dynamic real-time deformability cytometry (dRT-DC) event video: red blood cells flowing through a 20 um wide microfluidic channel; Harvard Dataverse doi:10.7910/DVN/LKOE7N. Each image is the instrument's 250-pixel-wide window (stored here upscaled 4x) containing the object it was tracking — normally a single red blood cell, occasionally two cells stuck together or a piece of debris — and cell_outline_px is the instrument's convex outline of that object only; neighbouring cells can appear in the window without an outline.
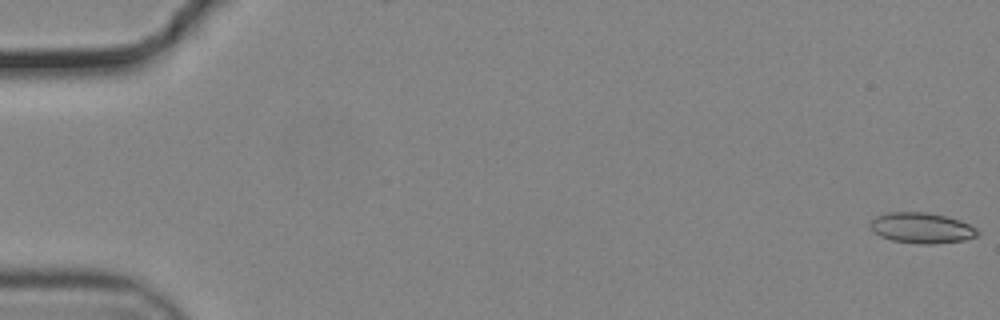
{"species": "common noctule bat (a hibernating species)", "species_latin": "Nyctalus noctula", "temperature_condition": "cold", "stored_images_in_passage": 56, "camera_frame_rate_fps": 3000, "um_per_image_px": 0.085, "animal": {"sex": "male", "body_mass_g": 19.2, "forearm_length_mm": 51.8}, "frame": {"image": 1, "passage_image": 1, "time_ms": 0.0, "image_size_px": [1000, 320], "cell_outline_px": [[980, 232], [976, 236], [964, 240], [932, 244], [916, 244], [892, 240], [880, 236], [872, 232], [868, 224], [876, 216], [888, 212], [928, 212], [948, 216], [960, 220], [976, 228]], "centroid_in_image_um": [78.31, 19.37], "position_along_channel_um": 6.7, "area_um2": 19.36}}
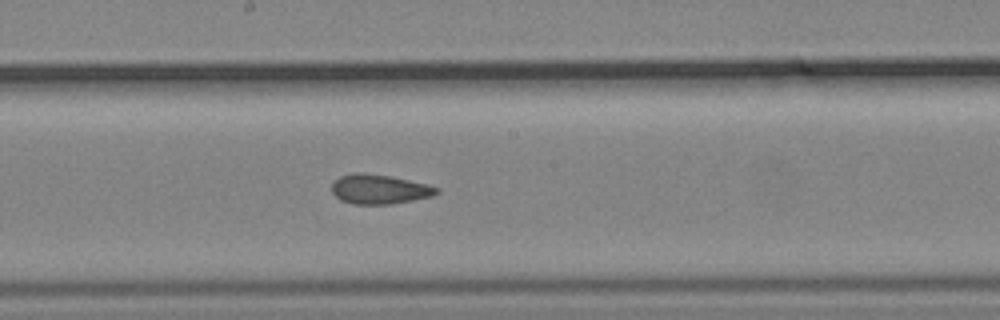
{"frame": {"image": 2, "passage_image": 31, "time_ms": 10.0, "image_size_px": [1000, 320], "cell_outline_px": [[440, 192], [432, 196], [392, 204], [352, 204], [340, 200], [332, 192], [332, 184], [340, 176], [352, 172], [364, 172], [388, 176], [428, 184], [440, 188]], "centroid_in_image_um": [32.24, 16.08], "position_along_channel_um": 216.0, "area_um2": 18.09}}
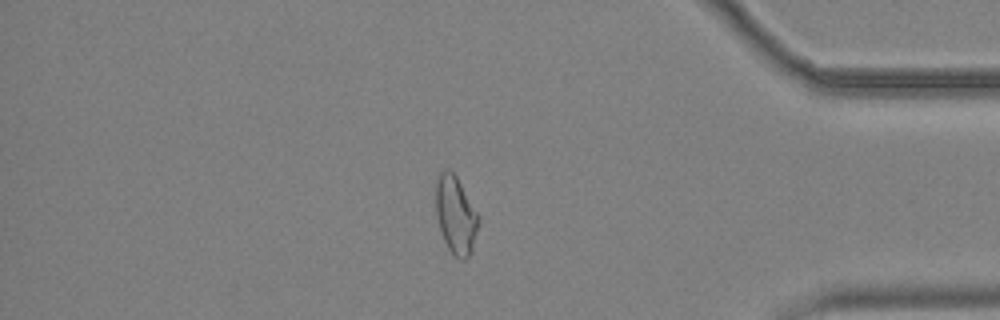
{"frame": {"image": 3, "passage_image": 48, "time_ms": 15.667, "image_size_px": [1000, 320], "cell_outline_px": [[480, 220], [472, 252], [464, 260], [460, 260], [448, 248], [444, 240], [440, 228], [436, 212], [436, 180], [440, 172], [444, 168], [448, 168], [456, 176], [480, 216]], "centroid_in_image_um": [38.75, 18.27], "position_along_channel_um": 396.4, "area_um2": 19.36}, "authors_computed_cell_mechanics": {"area_um2": 18.6694, "velocity_mm_per_s": 3.7148, "shape_relaxation_time_tau1_ms": null, "shape_relaxation_time_tau2_ms": 1.8519, "deformation_change_tau1": null, "deformation_change_tau2": 0.0928}}